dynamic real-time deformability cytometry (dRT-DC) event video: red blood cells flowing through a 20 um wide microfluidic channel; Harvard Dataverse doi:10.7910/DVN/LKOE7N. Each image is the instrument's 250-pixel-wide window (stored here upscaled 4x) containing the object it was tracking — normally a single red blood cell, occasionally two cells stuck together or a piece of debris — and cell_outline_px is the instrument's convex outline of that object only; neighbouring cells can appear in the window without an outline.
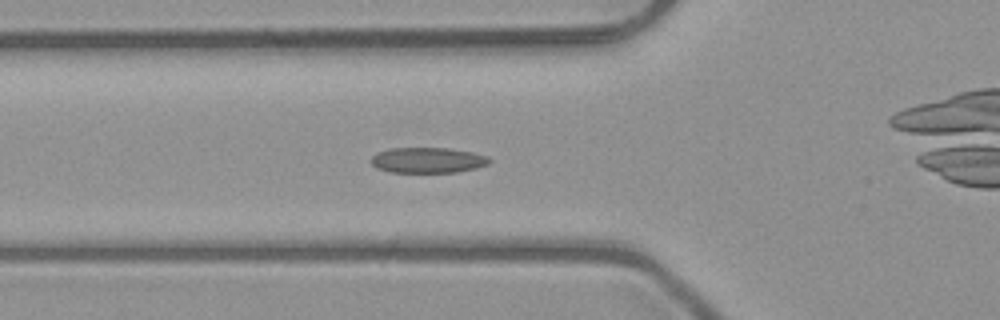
{"species": "common noctule bat (a hibernating species)", "species_latin": "Nyctalus noctula", "temperature_condition": "room temperature", "stored_images_in_passage": 36, "camera_frame_rate_fps": 3000, "um_per_image_px": 0.085, "animal": {"sex": "male", "body_mass_g": 23.1, "forearm_length_mm": 52.7}, "frame": {"image": 1, "passage_image": 2, "time_ms": 0.333, "image_size_px": [1000, 320], "cell_outline_px": [[492, 160], [488, 164], [476, 168], [456, 172], [388, 172], [376, 168], [372, 164], [372, 156], [376, 152], [388, 148], [448, 148], [472, 152], [488, 156]], "centroid_in_image_um": [36.35, 13.61], "position_along_channel_um": 89.5, "area_um2": 17.69}}
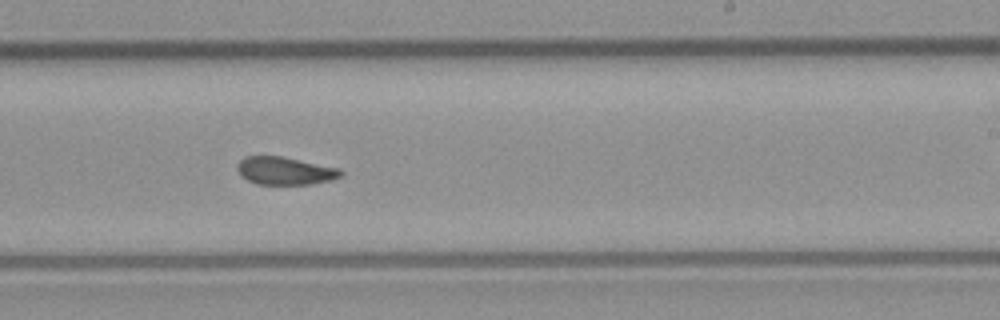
{"frame": {"image": 2, "passage_image": 15, "time_ms": 4.667, "image_size_px": [1000, 320], "cell_outline_px": [[344, 172], [340, 176], [332, 180], [312, 184], [256, 184], [240, 176], [236, 168], [240, 160], [244, 156], [280, 156], [340, 168]], "centroid_in_image_um": [24.21, 14.52], "position_along_channel_um": 264.8, "area_um2": 16.82}}
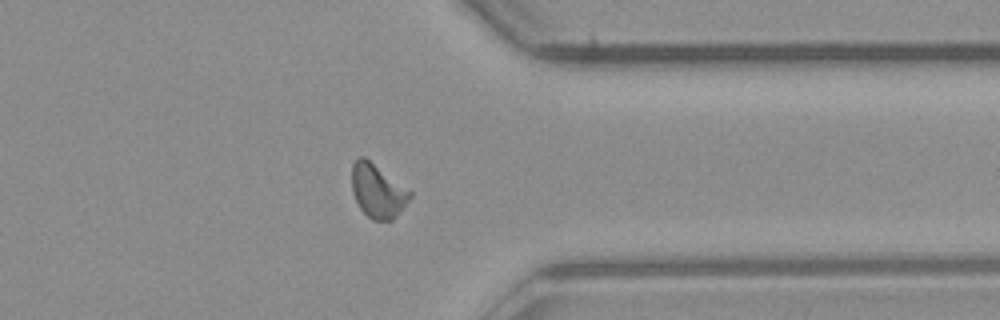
{"frame": {"image": 3, "passage_image": 24, "time_ms": 7.667, "image_size_px": [1000, 320], "cell_outline_px": [[412, 196], [396, 216], [392, 220], [372, 220], [360, 208], [352, 192], [352, 164], [360, 156], [364, 156], [412, 192]], "centroid_in_image_um": [32.09, 16.23], "position_along_channel_um": 379.3, "area_um2": 17.92}}